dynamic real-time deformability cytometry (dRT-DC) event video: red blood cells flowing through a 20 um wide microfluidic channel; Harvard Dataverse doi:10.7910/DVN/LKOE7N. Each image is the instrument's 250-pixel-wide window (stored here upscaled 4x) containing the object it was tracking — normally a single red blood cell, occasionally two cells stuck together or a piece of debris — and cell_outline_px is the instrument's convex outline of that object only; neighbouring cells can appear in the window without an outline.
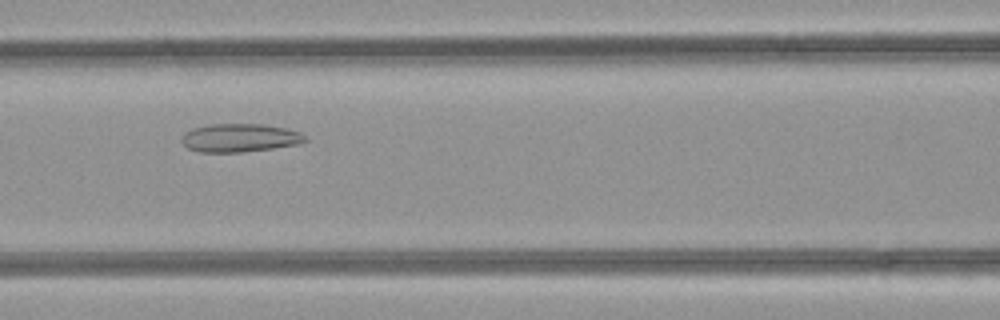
{"species": "common noctule bat (a hibernating species)", "species_latin": "Nyctalus noctula", "temperature_condition": "room temperature", "stored_images_in_passage": 33, "camera_frame_rate_fps": 3000, "um_per_image_px": 0.085, "animal": {"sex": "female", "body_mass_g": 21.9}, "frame": {"image": 1, "passage_image": 8, "time_ms": 2.333, "image_size_px": [1000, 320], "cell_outline_px": [[308, 140], [300, 144], [272, 148], [240, 152], [200, 152], [188, 148], [180, 140], [184, 132], [192, 128], [208, 124], [260, 124], [288, 128], [300, 132]], "centroid_in_image_um": [20.37, 11.71], "position_along_channel_um": 146.2, "area_um2": 20.46}}
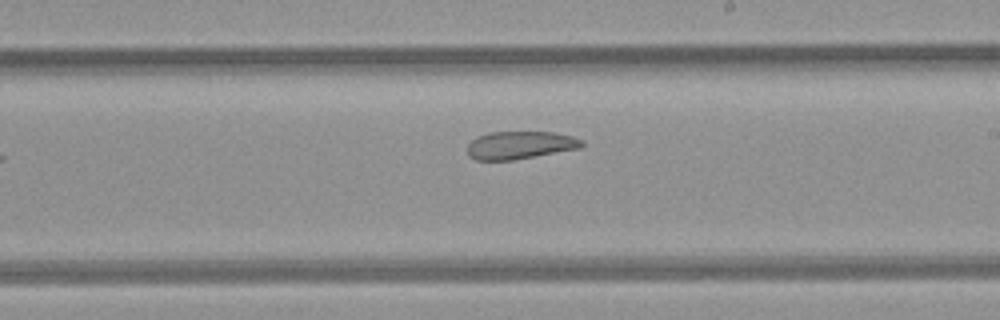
{"frame": {"image": 2, "passage_image": 15, "time_ms": 4.667, "image_size_px": [1000, 320], "cell_outline_px": [[584, 144], [580, 148], [512, 160], [476, 160], [468, 156], [468, 144], [476, 136], [488, 132], [552, 132], [572, 136], [584, 140]], "centroid_in_image_um": [44.19, 12.33], "position_along_channel_um": 244.8, "area_um2": 18.55}}
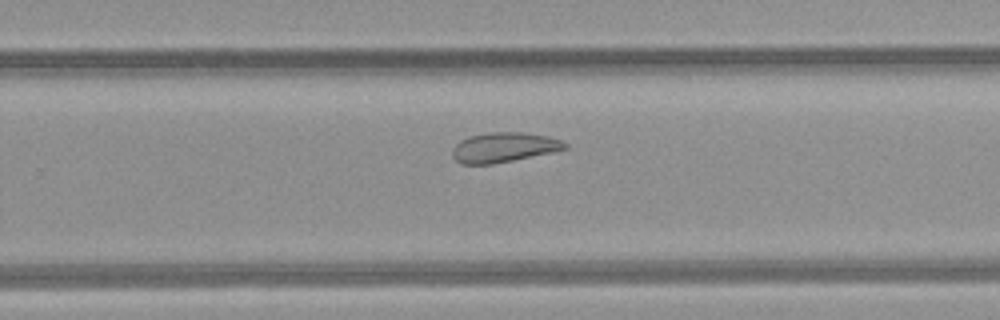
{"frame": {"image": 3, "passage_image": 18, "time_ms": 5.667, "image_size_px": [1000, 320], "cell_outline_px": [[568, 148], [552, 152], [492, 164], [460, 164], [452, 156], [452, 148], [460, 140], [468, 136], [488, 132], [524, 132], [548, 136], [560, 140], [568, 144]], "centroid_in_image_um": [42.8, 12.51], "position_along_channel_um": 287.0, "area_um2": 19.59}, "authors_computed_cell_mechanics": {"area_um2": 21.097, "velocity_mm_per_s": 4.2352, "shape_relaxation_time_tau1_ms": null, "shape_relaxation_time_tau2_ms": 2.4239, "deformation_change_tau1": null, "deformation_change_tau2": 0.0869}}